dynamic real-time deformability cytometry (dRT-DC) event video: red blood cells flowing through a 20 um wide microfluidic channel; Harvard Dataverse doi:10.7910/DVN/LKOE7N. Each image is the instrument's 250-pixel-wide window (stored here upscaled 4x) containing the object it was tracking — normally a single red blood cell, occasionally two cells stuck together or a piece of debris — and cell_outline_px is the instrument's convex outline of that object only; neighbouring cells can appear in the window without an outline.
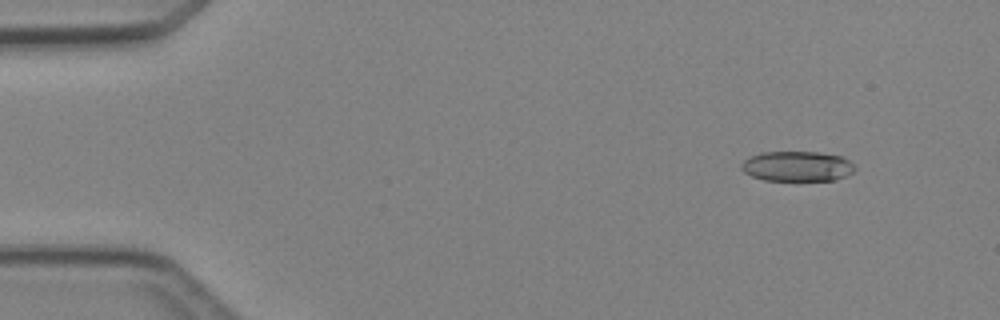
{"species": "Egyptian fruit bat (a non-hibernating species)", "species_latin": "Rousettus aegyptiacus", "temperature_condition": "cold", "stored_images_in_passage": 5, "camera_frame_rate_fps": 3000, "um_per_image_px": 0.085, "animal": {"sex": "female"}, "frame": {"image": 1, "passage_image": 2, "time_ms": 1.0, "image_size_px": [1000, 320], "cell_outline_px": [[856, 168], [852, 172], [844, 176], [832, 180], [764, 180], [752, 176], [744, 172], [740, 168], [740, 164], [744, 160], [760, 152], [816, 152], [840, 156], [848, 160]], "centroid_in_image_um": [67.71, 14.13], "position_along_channel_um": 17.3, "area_um2": 19.71}}